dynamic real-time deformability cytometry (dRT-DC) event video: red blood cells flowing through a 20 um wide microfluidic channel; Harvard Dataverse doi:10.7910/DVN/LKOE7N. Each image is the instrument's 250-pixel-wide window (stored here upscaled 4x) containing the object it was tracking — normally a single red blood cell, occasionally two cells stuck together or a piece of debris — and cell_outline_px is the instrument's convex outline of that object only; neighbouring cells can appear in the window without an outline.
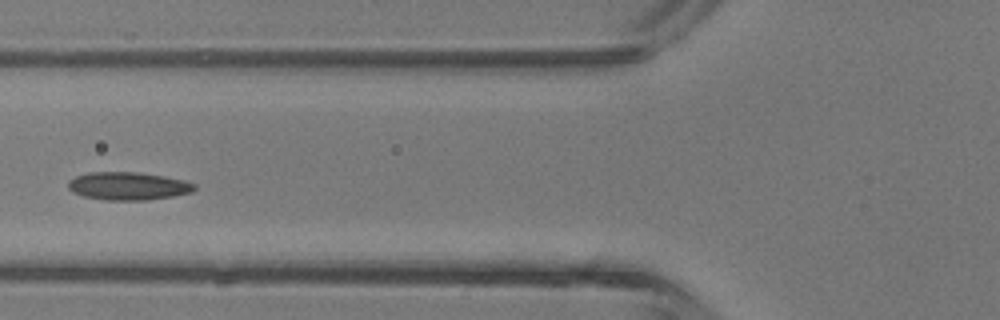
{"species": "common noctule bat (a hibernating species)", "species_latin": "Nyctalus noctula", "temperature_condition": "room temperature", "stored_images_in_passage": 5, "camera_frame_rate_fps": 3000, "um_per_image_px": 0.085, "animal": {"sex": "male", "body_mass_g": 13.3}, "frame": {"image": 1, "passage_image": 5, "time_ms": 4.667, "image_size_px": [1000, 320], "cell_outline_px": [[196, 188], [192, 192], [172, 196], [148, 200], [104, 200], [84, 196], [72, 192], [68, 188], [68, 180], [76, 176], [88, 172], [136, 172], [164, 176], [184, 180], [196, 184]], "centroid_in_image_um": [10.88, 15.81], "position_along_channel_um": 114.9, "area_um2": 20.63}}